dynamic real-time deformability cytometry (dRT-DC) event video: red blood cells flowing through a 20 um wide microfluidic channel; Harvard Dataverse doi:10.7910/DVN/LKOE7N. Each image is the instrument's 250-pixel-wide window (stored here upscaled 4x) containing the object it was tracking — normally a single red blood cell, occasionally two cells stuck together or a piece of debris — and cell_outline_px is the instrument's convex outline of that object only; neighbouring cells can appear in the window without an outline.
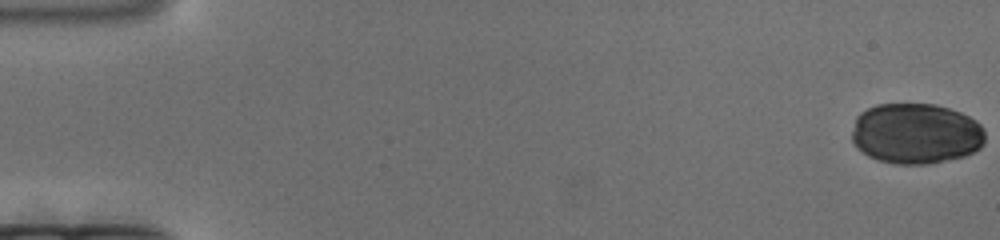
{"species": "human", "species_latin": "Homo sapiens", "temperature_condition": "cold", "stored_images_in_passage": 176, "camera_frame_rate_fps": 3000, "um_per_image_px": 0.085, "donor": {"sex": "female"}, "frame": {"image": 1, "passage_image": 1, "time_ms": 0.0, "image_size_px": [1000, 240], "cell_outline_px": [[984, 144], [980, 148], [964, 156], [928, 164], [896, 164], [876, 160], [868, 156], [856, 148], [852, 140], [852, 132], [856, 116], [860, 112], [876, 104], [936, 104], [960, 112], [976, 120], [984, 128]], "centroid_in_image_um": [77.83, 11.35], "position_along_channel_um": 7.2, "area_um2": 47.45}}
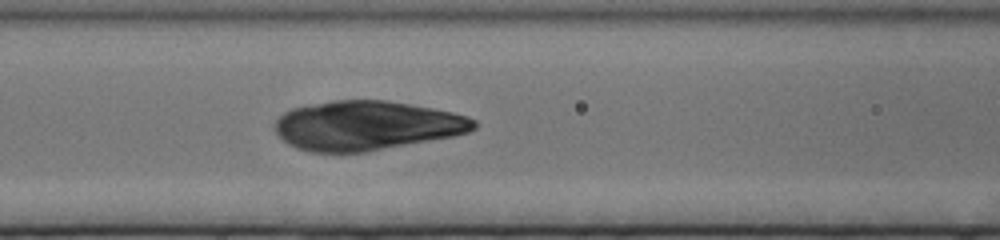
{"frame": {"image": 2, "passage_image": 76, "time_ms": 25.0, "image_size_px": [1000, 240], "cell_outline_px": [[476, 128], [468, 132], [452, 136], [368, 152], [312, 152], [296, 148], [288, 144], [276, 132], [276, 120], [284, 112], [292, 108], [308, 104], [332, 100], [388, 100], [412, 104], [452, 112], [468, 116], [476, 120]], "centroid_in_image_um": [31.16, 10.66], "position_along_channel_um": 135.4, "area_um2": 57.28}}
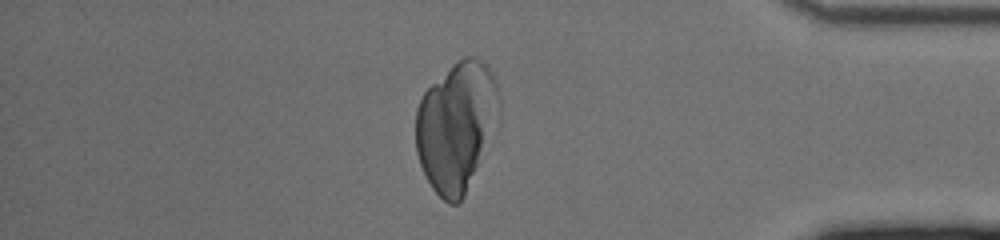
{"frame": {"image": 3, "passage_image": 151, "time_ms": 50.0, "image_size_px": [1000, 240], "cell_outline_px": [[500, 104], [464, 196], [456, 204], [448, 204], [432, 188], [420, 164], [416, 152], [416, 108], [424, 92], [456, 60], [464, 56], [476, 56], [488, 64], [496, 80], [500, 96]], "centroid_in_image_um": [38.74, 10.64], "position_along_channel_um": 396.5, "area_um2": 61.38}}